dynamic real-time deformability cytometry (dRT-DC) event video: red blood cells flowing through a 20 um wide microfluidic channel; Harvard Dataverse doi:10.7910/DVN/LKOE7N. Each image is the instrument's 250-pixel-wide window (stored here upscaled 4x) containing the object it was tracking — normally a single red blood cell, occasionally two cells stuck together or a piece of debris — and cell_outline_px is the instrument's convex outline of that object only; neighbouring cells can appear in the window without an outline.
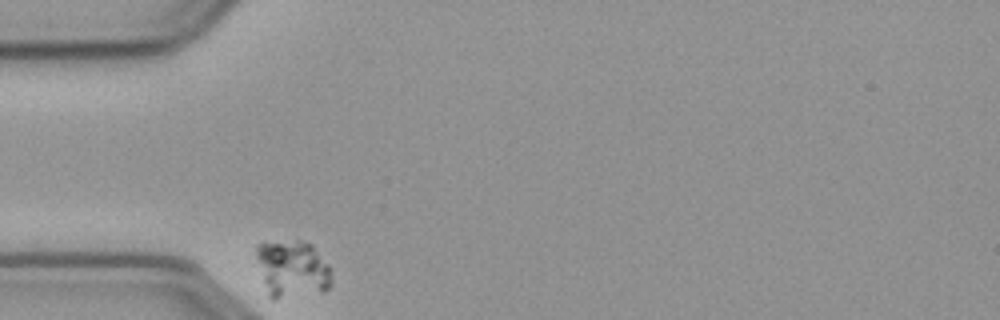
{"species": "common noctule bat (a hibernating species)", "species_latin": "Nyctalus noctula", "temperature_condition": "cold", "stored_images_in_passage": 34, "camera_frame_rate_fps": 3000, "um_per_image_px": 0.085, "animal": {"sex": "male", "body_mass_g": 23.1, "forearm_length_mm": 52.7}, "frame": {"image": 1, "passage_image": 1, "time_ms": 0.0, "image_size_px": [1000, 320], "cell_outline_px": [[332, 284], [324, 292], [276, 300], [272, 300], [268, 296], [256, 256], [256, 244], [296, 240], [300, 240], [312, 244], [328, 264], [332, 280]], "centroid_in_image_um": [24.86, 22.89], "position_along_channel_um": 60.1, "area_um2": 25.43}}
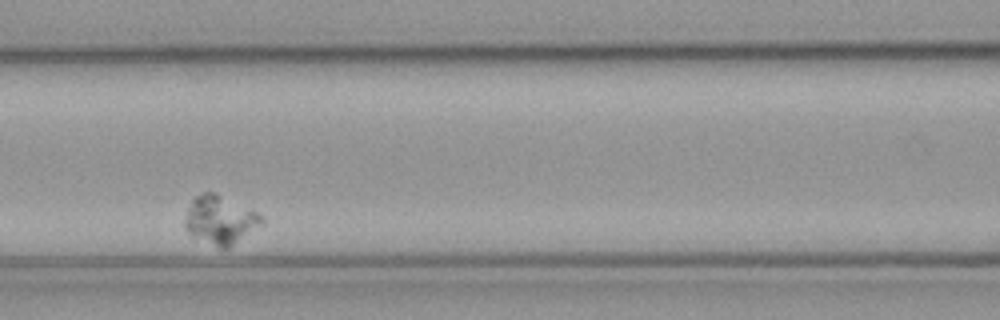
{"frame": {"image": 2, "passage_image": 11, "time_ms": 3.333, "image_size_px": [1000, 320], "cell_outline_px": [[264, 224], [228, 248], [220, 248], [192, 236], [184, 228], [184, 220], [188, 208], [192, 200], [200, 192], [216, 192], [256, 212], [264, 220]], "centroid_in_image_um": [18.7, 18.69], "position_along_channel_um": 147.9, "area_um2": 21.62}}
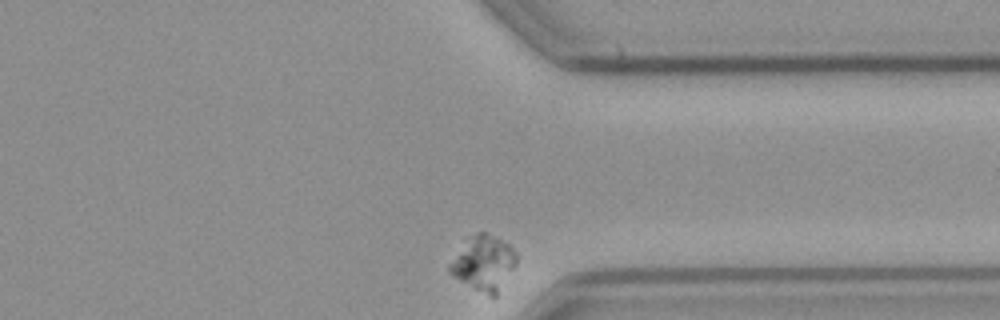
{"frame": {"image": 3, "passage_image": 34, "time_ms": 11.0, "image_size_px": [1000, 320], "cell_outline_px": [[516, 264], [496, 296], [492, 300], [452, 276], [448, 272], [448, 264], [480, 232], [484, 232], [508, 244], [516, 252]], "centroid_in_image_um": [41.15, 22.49], "position_along_channel_um": 370.2, "area_um2": 20.58}}